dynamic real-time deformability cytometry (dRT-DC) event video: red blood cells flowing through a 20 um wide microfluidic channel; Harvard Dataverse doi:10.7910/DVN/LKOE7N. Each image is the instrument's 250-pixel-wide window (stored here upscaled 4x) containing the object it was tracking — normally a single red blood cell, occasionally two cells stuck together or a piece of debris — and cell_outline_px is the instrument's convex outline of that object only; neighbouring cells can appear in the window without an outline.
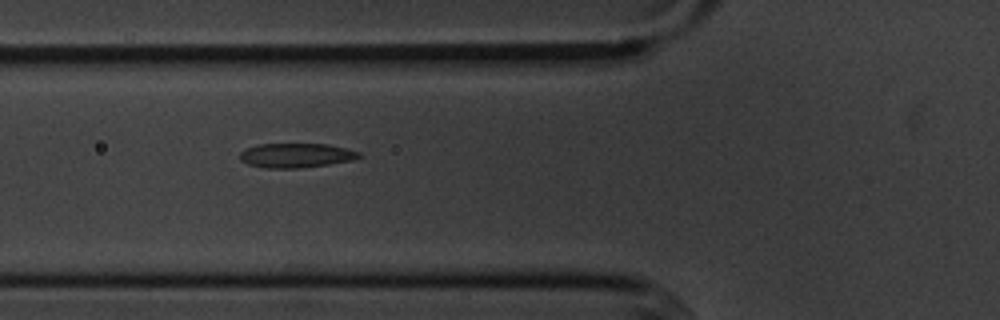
{"species": "common noctule bat (a hibernating species)", "species_latin": "Nyctalus noctula", "temperature_condition": "cold", "stored_images_in_passage": 11, "camera_frame_rate_fps": 3000, "um_per_image_px": 0.085, "animal": {"sex": "male", "body_mass_g": 20.1, "forearm_length_mm": 53.5}, "frame": {"image": 1, "passage_image": 2, "time_ms": 1.0, "image_size_px": [1000, 320], "cell_outline_px": [[364, 156], [352, 160], [328, 164], [300, 168], [264, 168], [248, 164], [240, 160], [240, 152], [244, 148], [260, 144], [328, 144], [360, 152]], "centroid_in_image_um": [25.15, 13.21], "position_along_channel_um": 100.6, "area_um2": 16.99}}
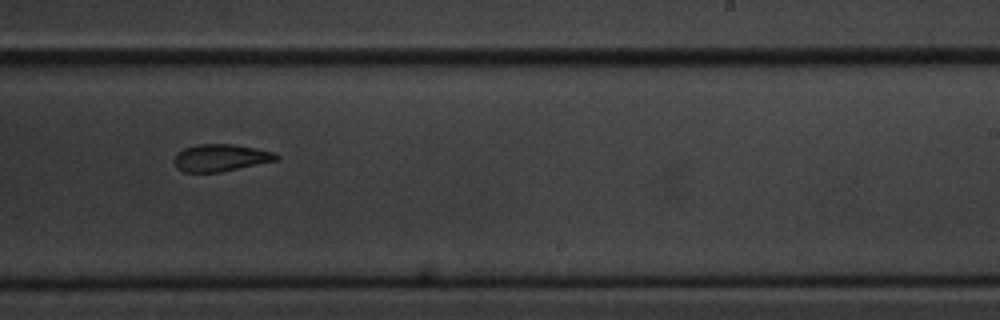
{"frame": {"image": 2, "passage_image": 6, "time_ms": 5.667, "image_size_px": [1000, 320], "cell_outline_px": [[280, 160], [220, 172], [184, 172], [176, 168], [172, 160], [176, 152], [184, 148], [196, 144], [232, 144], [256, 148], [272, 152], [280, 156]], "centroid_in_image_um": [18.72, 13.41], "position_along_channel_um": 270.3, "area_um2": 16.42}}
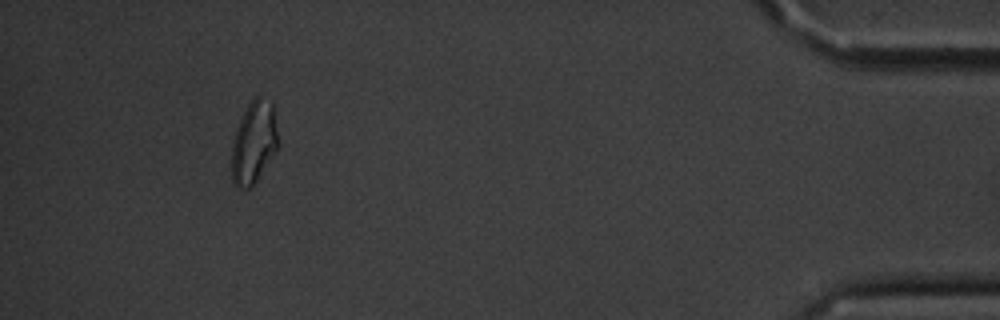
{"frame": {"image": 3, "passage_image": 10, "time_ms": 11.333, "image_size_px": [1000, 320], "cell_outline_px": [[280, 148], [252, 188], [236, 188], [232, 184], [232, 140], [236, 128], [248, 104], [256, 96], [260, 96], [272, 100], [280, 144]], "centroid_in_image_um": [21.61, 12.14], "position_along_channel_um": 413.6, "area_um2": 23.06}, "authors_computed_cell_mechanics": {"area_um2": 17.1666, "velocity_mm_per_s": 3.6225, "shape_relaxation_time_tau1_ms": 6.1658, "shape_relaxation_time_tau2_ms": 3.1402, "deformation_change_tau1": 0.1447, "deformation_change_tau2": 0.0608}}